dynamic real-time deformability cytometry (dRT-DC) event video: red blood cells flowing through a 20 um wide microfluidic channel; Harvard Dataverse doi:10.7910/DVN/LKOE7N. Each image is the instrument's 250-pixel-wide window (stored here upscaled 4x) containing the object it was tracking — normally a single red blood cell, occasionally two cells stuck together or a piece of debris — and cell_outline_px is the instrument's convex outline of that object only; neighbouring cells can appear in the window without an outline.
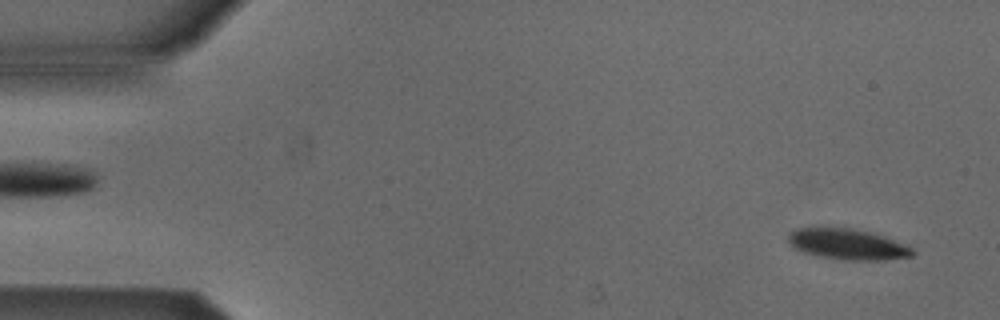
{"species": "Egyptian fruit bat (a non-hibernating species)", "species_latin": "Rousettus aegyptiacus", "temperature_condition": "cold", "stored_images_in_passage": 5, "segment_of_instrument_passage": [2, 2], "camera_frame_rate_fps": 3000, "um_per_image_px": 0.085, "animal": {"sex": "male"}, "frame": {"image": 1, "passage_image": 5, "time_ms": 1.333, "image_size_px": [1000, 320], "cell_outline_px": [[916, 252], [912, 256], [884, 260], [844, 260], [820, 256], [804, 252], [792, 248], [788, 244], [788, 232], [796, 228], [852, 228], [884, 236], [908, 244]], "centroid_in_image_um": [72.04, 20.76], "position_along_channel_um": 13.0, "area_um2": 22.43}}